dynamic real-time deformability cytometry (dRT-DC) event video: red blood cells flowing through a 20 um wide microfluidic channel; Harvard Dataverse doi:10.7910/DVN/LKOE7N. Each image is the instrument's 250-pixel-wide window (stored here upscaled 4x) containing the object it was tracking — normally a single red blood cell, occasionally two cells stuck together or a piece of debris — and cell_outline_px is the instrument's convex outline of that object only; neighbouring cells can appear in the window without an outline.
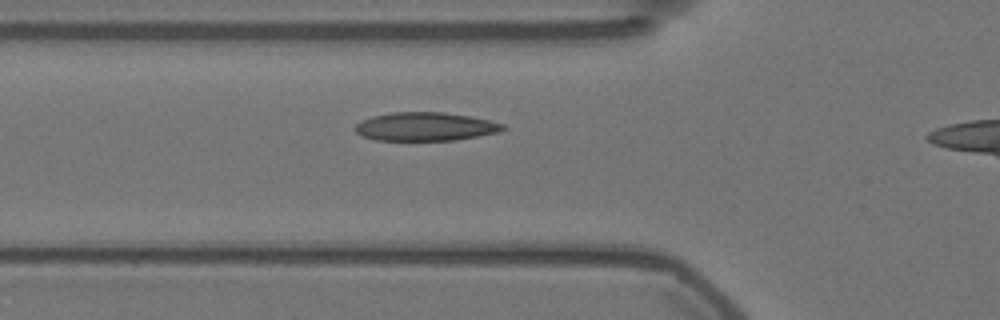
{"species": "Egyptian fruit bat (a non-hibernating species)", "species_latin": "Rousettus aegyptiacus", "temperature_condition": "warm", "stored_images_in_passage": 33, "camera_frame_rate_fps": 3000, "um_per_image_px": 0.085, "animal": {"sex": "female"}, "frame": {"image": 1, "passage_image": 6, "time_ms": 1.667, "image_size_px": [1000, 320], "cell_outline_px": [[508, 128], [496, 132], [456, 140], [376, 140], [364, 136], [356, 132], [356, 124], [360, 120], [372, 116], [392, 112], [444, 112], [468, 116], [488, 120], [504, 124]], "centroid_in_image_um": [36.14, 10.75], "position_along_channel_um": 89.7, "area_um2": 24.33}}
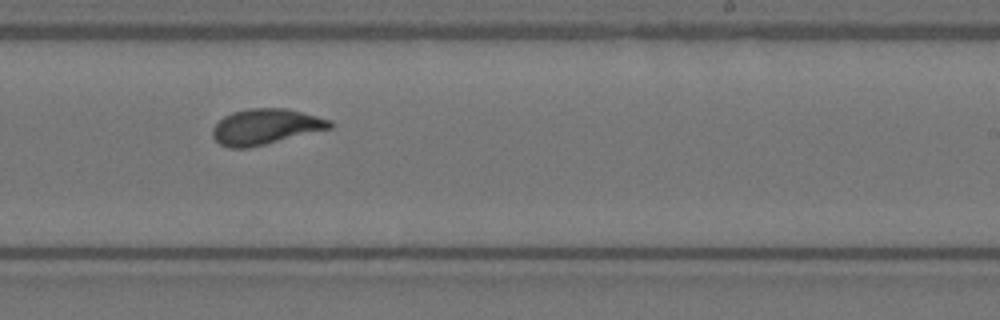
{"frame": {"image": 2, "passage_image": 21, "time_ms": 6.667, "image_size_px": [1000, 320], "cell_outline_px": [[332, 128], [248, 148], [228, 148], [220, 144], [212, 136], [212, 128], [224, 116], [232, 112], [248, 108], [288, 108], [332, 120]], "centroid_in_image_um": [22.57, 10.76], "position_along_channel_um": 266.4, "area_um2": 24.33}}
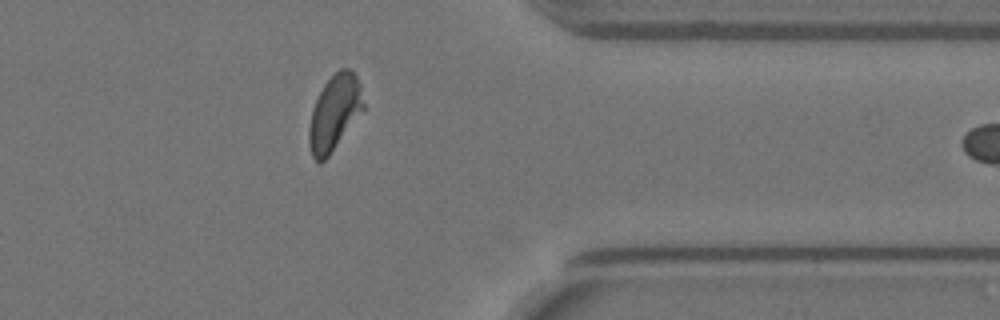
{"frame": {"image": 3, "passage_image": 32, "time_ms": 10.333, "image_size_px": [1000, 320], "cell_outline_px": [[364, 108], [328, 156], [320, 164], [312, 156], [308, 144], [308, 128], [312, 108], [324, 84], [340, 68], [352, 68], [360, 84], [364, 104]], "centroid_in_image_um": [28.41, 9.57], "position_along_channel_um": 383.0, "area_um2": 23.64}}